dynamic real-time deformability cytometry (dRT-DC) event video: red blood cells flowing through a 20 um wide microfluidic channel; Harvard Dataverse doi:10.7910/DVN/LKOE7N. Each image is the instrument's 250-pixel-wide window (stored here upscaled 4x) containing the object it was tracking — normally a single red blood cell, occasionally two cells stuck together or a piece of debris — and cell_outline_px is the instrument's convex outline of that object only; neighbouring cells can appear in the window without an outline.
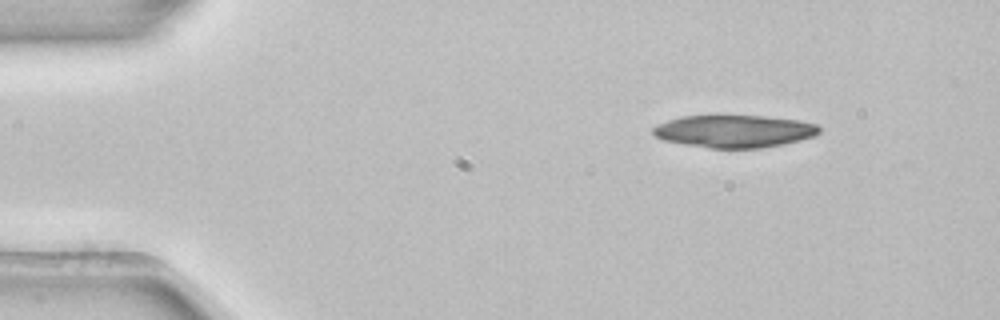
{"species": "common noctule bat (a hibernating species)", "species_latin": "Nyctalus noctula", "temperature_condition": "room temperature", "stored_images_in_passage": 3, "camera_frame_rate_fps": 3000, "um_per_image_px": 0.085, "animal": {"sex": "female", "body_mass_g": 22.7, "forearm_length_mm": 54.2}, "frame": {"image": 1, "passage_image": 1, "time_ms": 0.0, "image_size_px": [1000, 320], "cell_outline_px": [[820, 132], [816, 136], [784, 144], [760, 148], [708, 148], [684, 144], [664, 140], [656, 136], [652, 132], [652, 128], [656, 124], [668, 120], [684, 116], [760, 116], [800, 120], [816, 124], [820, 128]], "centroid_in_image_um": [62.43, 11.16], "position_along_channel_um": 22.6, "area_um2": 31.44}}